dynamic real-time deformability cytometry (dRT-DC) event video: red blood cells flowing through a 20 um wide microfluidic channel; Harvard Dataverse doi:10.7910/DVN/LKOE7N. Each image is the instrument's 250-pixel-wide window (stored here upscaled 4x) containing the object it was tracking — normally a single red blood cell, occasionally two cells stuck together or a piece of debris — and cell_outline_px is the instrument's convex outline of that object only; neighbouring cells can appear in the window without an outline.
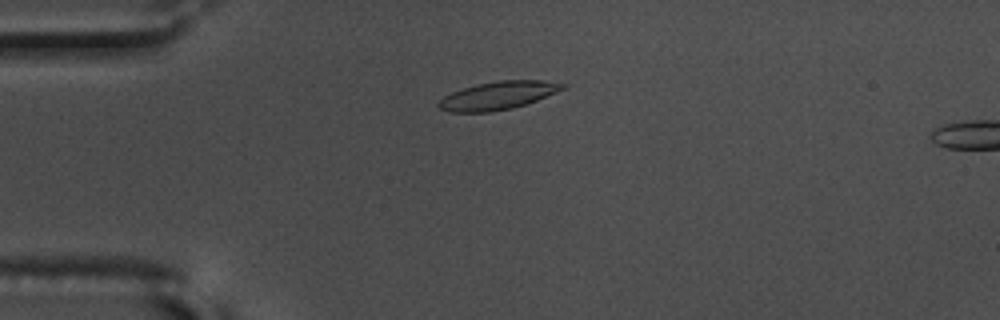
{"species": "common noctule bat (a hibernating species)", "species_latin": "Nyctalus noctula", "temperature_condition": "warm", "stored_images_in_passage": 10, "camera_frame_rate_fps": 3000, "um_per_image_px": 0.085, "animal": {"sex": "male", "body_mass_g": 17.5, "forearm_length_mm": 52.3}, "frame": {"image": 1, "passage_image": 7, "time_ms": 2.0, "image_size_px": [1000, 320], "cell_outline_px": [[568, 88], [536, 100], [512, 108], [488, 112], [448, 112], [440, 108], [436, 104], [444, 96], [452, 92], [476, 84], [500, 80], [540, 80], [568, 84]], "centroid_in_image_um": [42.35, 8.11], "position_along_channel_um": 42.7, "area_um2": 20.23}}